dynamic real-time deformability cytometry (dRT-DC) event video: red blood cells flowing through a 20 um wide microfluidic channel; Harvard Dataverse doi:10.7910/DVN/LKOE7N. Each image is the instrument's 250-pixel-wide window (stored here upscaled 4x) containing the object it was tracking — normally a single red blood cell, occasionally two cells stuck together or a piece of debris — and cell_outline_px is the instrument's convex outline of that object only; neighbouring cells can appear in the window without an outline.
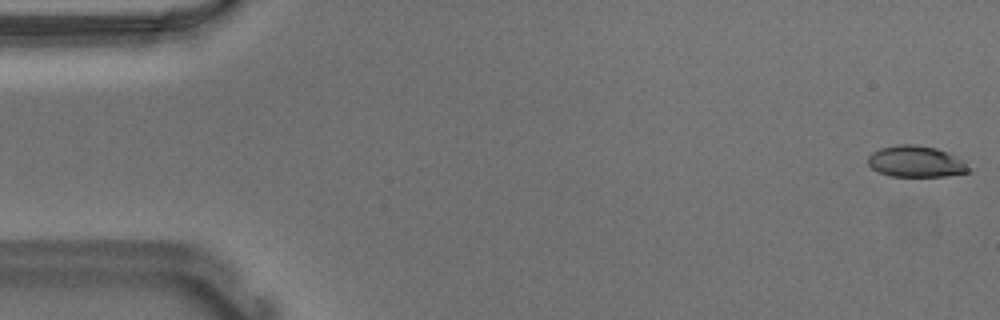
{"species": "Egyptian fruit bat (a non-hibernating species)", "species_latin": "Rousettus aegyptiacus", "temperature_condition": "warm", "stored_images_in_passage": 12, "camera_frame_rate_fps": 3000, "um_per_image_px": 0.085, "animal": {"sex": "male"}, "frame": {"image": 1, "passage_image": 1, "time_ms": 0.0, "image_size_px": [1000, 320], "cell_outline_px": [[972, 172], [948, 176], [892, 176], [880, 172], [872, 168], [868, 164], [868, 156], [872, 152], [880, 148], [900, 144], [916, 144], [936, 148], [948, 152], [964, 160], [972, 168]], "centroid_in_image_um": [77.92, 13.73], "position_along_channel_um": 7.1, "area_um2": 18.61}}